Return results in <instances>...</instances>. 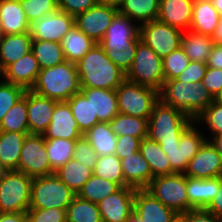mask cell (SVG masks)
<instances>
[{
	"label": "cell",
	"instance_id": "obj_1",
	"mask_svg": "<svg viewBox=\"0 0 222 222\" xmlns=\"http://www.w3.org/2000/svg\"><path fill=\"white\" fill-rule=\"evenodd\" d=\"M81 88L116 90L126 79L125 73L118 68L102 47H93L76 63Z\"/></svg>",
	"mask_w": 222,
	"mask_h": 222
},
{
	"label": "cell",
	"instance_id": "obj_2",
	"mask_svg": "<svg viewBox=\"0 0 222 222\" xmlns=\"http://www.w3.org/2000/svg\"><path fill=\"white\" fill-rule=\"evenodd\" d=\"M31 90L58 102L68 101L81 91L76 63L66 60L53 67L41 69Z\"/></svg>",
	"mask_w": 222,
	"mask_h": 222
},
{
	"label": "cell",
	"instance_id": "obj_3",
	"mask_svg": "<svg viewBox=\"0 0 222 222\" xmlns=\"http://www.w3.org/2000/svg\"><path fill=\"white\" fill-rule=\"evenodd\" d=\"M159 99L183 111L193 120L213 101L214 98L201 82H181L177 79L164 81Z\"/></svg>",
	"mask_w": 222,
	"mask_h": 222
},
{
	"label": "cell",
	"instance_id": "obj_4",
	"mask_svg": "<svg viewBox=\"0 0 222 222\" xmlns=\"http://www.w3.org/2000/svg\"><path fill=\"white\" fill-rule=\"evenodd\" d=\"M194 122L183 111L164 104H154L148 119L147 137L159 144L179 143L182 133Z\"/></svg>",
	"mask_w": 222,
	"mask_h": 222
},
{
	"label": "cell",
	"instance_id": "obj_5",
	"mask_svg": "<svg viewBox=\"0 0 222 222\" xmlns=\"http://www.w3.org/2000/svg\"><path fill=\"white\" fill-rule=\"evenodd\" d=\"M76 194L54 173L33 178L29 209H67Z\"/></svg>",
	"mask_w": 222,
	"mask_h": 222
},
{
	"label": "cell",
	"instance_id": "obj_6",
	"mask_svg": "<svg viewBox=\"0 0 222 222\" xmlns=\"http://www.w3.org/2000/svg\"><path fill=\"white\" fill-rule=\"evenodd\" d=\"M126 80L156 89H162L165 81L162 58L141 39L137 42L134 62L125 74Z\"/></svg>",
	"mask_w": 222,
	"mask_h": 222
},
{
	"label": "cell",
	"instance_id": "obj_7",
	"mask_svg": "<svg viewBox=\"0 0 222 222\" xmlns=\"http://www.w3.org/2000/svg\"><path fill=\"white\" fill-rule=\"evenodd\" d=\"M32 180L18 170H7L0 177V213L29 210Z\"/></svg>",
	"mask_w": 222,
	"mask_h": 222
},
{
	"label": "cell",
	"instance_id": "obj_8",
	"mask_svg": "<svg viewBox=\"0 0 222 222\" xmlns=\"http://www.w3.org/2000/svg\"><path fill=\"white\" fill-rule=\"evenodd\" d=\"M118 111L126 115L149 119L154 104L159 100L156 89L124 80L115 90Z\"/></svg>",
	"mask_w": 222,
	"mask_h": 222
},
{
	"label": "cell",
	"instance_id": "obj_9",
	"mask_svg": "<svg viewBox=\"0 0 222 222\" xmlns=\"http://www.w3.org/2000/svg\"><path fill=\"white\" fill-rule=\"evenodd\" d=\"M146 190L163 205L173 209L178 214L192 210L187 195L186 175L175 173L154 177Z\"/></svg>",
	"mask_w": 222,
	"mask_h": 222
},
{
	"label": "cell",
	"instance_id": "obj_10",
	"mask_svg": "<svg viewBox=\"0 0 222 222\" xmlns=\"http://www.w3.org/2000/svg\"><path fill=\"white\" fill-rule=\"evenodd\" d=\"M18 171L31 178L51 175V168L46 150V139L43 135L28 134L21 149Z\"/></svg>",
	"mask_w": 222,
	"mask_h": 222
},
{
	"label": "cell",
	"instance_id": "obj_11",
	"mask_svg": "<svg viewBox=\"0 0 222 222\" xmlns=\"http://www.w3.org/2000/svg\"><path fill=\"white\" fill-rule=\"evenodd\" d=\"M194 124L195 122L182 133L179 143L160 144L175 173H184L188 162L209 139V137L205 138V135L201 134Z\"/></svg>",
	"mask_w": 222,
	"mask_h": 222
},
{
	"label": "cell",
	"instance_id": "obj_12",
	"mask_svg": "<svg viewBox=\"0 0 222 222\" xmlns=\"http://www.w3.org/2000/svg\"><path fill=\"white\" fill-rule=\"evenodd\" d=\"M183 32L158 20L140 25V39L162 59L181 45Z\"/></svg>",
	"mask_w": 222,
	"mask_h": 222
},
{
	"label": "cell",
	"instance_id": "obj_13",
	"mask_svg": "<svg viewBox=\"0 0 222 222\" xmlns=\"http://www.w3.org/2000/svg\"><path fill=\"white\" fill-rule=\"evenodd\" d=\"M118 13L119 10L98 2L94 7L74 17L75 26L87 37L99 43Z\"/></svg>",
	"mask_w": 222,
	"mask_h": 222
},
{
	"label": "cell",
	"instance_id": "obj_14",
	"mask_svg": "<svg viewBox=\"0 0 222 222\" xmlns=\"http://www.w3.org/2000/svg\"><path fill=\"white\" fill-rule=\"evenodd\" d=\"M75 25L74 16L57 10L29 24L32 39L61 42L64 35Z\"/></svg>",
	"mask_w": 222,
	"mask_h": 222
},
{
	"label": "cell",
	"instance_id": "obj_15",
	"mask_svg": "<svg viewBox=\"0 0 222 222\" xmlns=\"http://www.w3.org/2000/svg\"><path fill=\"white\" fill-rule=\"evenodd\" d=\"M187 177L207 179L222 176V157L207 140L196 155L188 162L184 172Z\"/></svg>",
	"mask_w": 222,
	"mask_h": 222
},
{
	"label": "cell",
	"instance_id": "obj_16",
	"mask_svg": "<svg viewBox=\"0 0 222 222\" xmlns=\"http://www.w3.org/2000/svg\"><path fill=\"white\" fill-rule=\"evenodd\" d=\"M136 189L123 186L98 204L103 222H126L134 212Z\"/></svg>",
	"mask_w": 222,
	"mask_h": 222
},
{
	"label": "cell",
	"instance_id": "obj_17",
	"mask_svg": "<svg viewBox=\"0 0 222 222\" xmlns=\"http://www.w3.org/2000/svg\"><path fill=\"white\" fill-rule=\"evenodd\" d=\"M57 102L27 90L29 134L43 135L46 132Z\"/></svg>",
	"mask_w": 222,
	"mask_h": 222
},
{
	"label": "cell",
	"instance_id": "obj_18",
	"mask_svg": "<svg viewBox=\"0 0 222 222\" xmlns=\"http://www.w3.org/2000/svg\"><path fill=\"white\" fill-rule=\"evenodd\" d=\"M43 136L45 139L68 140H78L83 136L66 101L56 103L51 122Z\"/></svg>",
	"mask_w": 222,
	"mask_h": 222
},
{
	"label": "cell",
	"instance_id": "obj_19",
	"mask_svg": "<svg viewBox=\"0 0 222 222\" xmlns=\"http://www.w3.org/2000/svg\"><path fill=\"white\" fill-rule=\"evenodd\" d=\"M134 212L144 222H171L178 215L176 211L163 205L146 189H136Z\"/></svg>",
	"mask_w": 222,
	"mask_h": 222
},
{
	"label": "cell",
	"instance_id": "obj_20",
	"mask_svg": "<svg viewBox=\"0 0 222 222\" xmlns=\"http://www.w3.org/2000/svg\"><path fill=\"white\" fill-rule=\"evenodd\" d=\"M40 67L32 51L25 54L15 63L10 64L1 74L2 80L31 90L34 86Z\"/></svg>",
	"mask_w": 222,
	"mask_h": 222
},
{
	"label": "cell",
	"instance_id": "obj_21",
	"mask_svg": "<svg viewBox=\"0 0 222 222\" xmlns=\"http://www.w3.org/2000/svg\"><path fill=\"white\" fill-rule=\"evenodd\" d=\"M194 0H160L157 20L183 31L190 30Z\"/></svg>",
	"mask_w": 222,
	"mask_h": 222
},
{
	"label": "cell",
	"instance_id": "obj_22",
	"mask_svg": "<svg viewBox=\"0 0 222 222\" xmlns=\"http://www.w3.org/2000/svg\"><path fill=\"white\" fill-rule=\"evenodd\" d=\"M120 160L125 186L134 189H146L154 176L151 173L148 162L141 153L137 151Z\"/></svg>",
	"mask_w": 222,
	"mask_h": 222
},
{
	"label": "cell",
	"instance_id": "obj_23",
	"mask_svg": "<svg viewBox=\"0 0 222 222\" xmlns=\"http://www.w3.org/2000/svg\"><path fill=\"white\" fill-rule=\"evenodd\" d=\"M81 92L91 101L93 114L99 122L109 123L119 113L115 90L81 88Z\"/></svg>",
	"mask_w": 222,
	"mask_h": 222
},
{
	"label": "cell",
	"instance_id": "obj_24",
	"mask_svg": "<svg viewBox=\"0 0 222 222\" xmlns=\"http://www.w3.org/2000/svg\"><path fill=\"white\" fill-rule=\"evenodd\" d=\"M140 40V25L134 24L129 17L118 13L99 45H119L127 42H138Z\"/></svg>",
	"mask_w": 222,
	"mask_h": 222
},
{
	"label": "cell",
	"instance_id": "obj_25",
	"mask_svg": "<svg viewBox=\"0 0 222 222\" xmlns=\"http://www.w3.org/2000/svg\"><path fill=\"white\" fill-rule=\"evenodd\" d=\"M32 37L29 32L3 35L0 44V73L10 64L31 51Z\"/></svg>",
	"mask_w": 222,
	"mask_h": 222
},
{
	"label": "cell",
	"instance_id": "obj_26",
	"mask_svg": "<svg viewBox=\"0 0 222 222\" xmlns=\"http://www.w3.org/2000/svg\"><path fill=\"white\" fill-rule=\"evenodd\" d=\"M0 22L3 35L29 32L25 11L16 0H0Z\"/></svg>",
	"mask_w": 222,
	"mask_h": 222
},
{
	"label": "cell",
	"instance_id": "obj_27",
	"mask_svg": "<svg viewBox=\"0 0 222 222\" xmlns=\"http://www.w3.org/2000/svg\"><path fill=\"white\" fill-rule=\"evenodd\" d=\"M187 195L194 209H206L219 190V177L196 179L186 176Z\"/></svg>",
	"mask_w": 222,
	"mask_h": 222
},
{
	"label": "cell",
	"instance_id": "obj_28",
	"mask_svg": "<svg viewBox=\"0 0 222 222\" xmlns=\"http://www.w3.org/2000/svg\"><path fill=\"white\" fill-rule=\"evenodd\" d=\"M221 15L210 0H194L190 30L201 35L212 36Z\"/></svg>",
	"mask_w": 222,
	"mask_h": 222
},
{
	"label": "cell",
	"instance_id": "obj_29",
	"mask_svg": "<svg viewBox=\"0 0 222 222\" xmlns=\"http://www.w3.org/2000/svg\"><path fill=\"white\" fill-rule=\"evenodd\" d=\"M83 136L98 156L116 154L117 136L108 122L96 123Z\"/></svg>",
	"mask_w": 222,
	"mask_h": 222
},
{
	"label": "cell",
	"instance_id": "obj_30",
	"mask_svg": "<svg viewBox=\"0 0 222 222\" xmlns=\"http://www.w3.org/2000/svg\"><path fill=\"white\" fill-rule=\"evenodd\" d=\"M139 152L146 159L149 168L154 177L161 175H172L175 172L171 169V165L167 154L161 149L159 143L146 137L140 141Z\"/></svg>",
	"mask_w": 222,
	"mask_h": 222
},
{
	"label": "cell",
	"instance_id": "obj_31",
	"mask_svg": "<svg viewBox=\"0 0 222 222\" xmlns=\"http://www.w3.org/2000/svg\"><path fill=\"white\" fill-rule=\"evenodd\" d=\"M28 134L0 131V161L6 170H18L21 149Z\"/></svg>",
	"mask_w": 222,
	"mask_h": 222
},
{
	"label": "cell",
	"instance_id": "obj_32",
	"mask_svg": "<svg viewBox=\"0 0 222 222\" xmlns=\"http://www.w3.org/2000/svg\"><path fill=\"white\" fill-rule=\"evenodd\" d=\"M214 46L211 36L187 30L182 34L180 47L191 61L207 63Z\"/></svg>",
	"mask_w": 222,
	"mask_h": 222
},
{
	"label": "cell",
	"instance_id": "obj_33",
	"mask_svg": "<svg viewBox=\"0 0 222 222\" xmlns=\"http://www.w3.org/2000/svg\"><path fill=\"white\" fill-rule=\"evenodd\" d=\"M95 43L75 25L64 35L60 42L65 59L73 63L82 59Z\"/></svg>",
	"mask_w": 222,
	"mask_h": 222
},
{
	"label": "cell",
	"instance_id": "obj_34",
	"mask_svg": "<svg viewBox=\"0 0 222 222\" xmlns=\"http://www.w3.org/2000/svg\"><path fill=\"white\" fill-rule=\"evenodd\" d=\"M54 174L77 195L93 175V170L72 158L59 167Z\"/></svg>",
	"mask_w": 222,
	"mask_h": 222
},
{
	"label": "cell",
	"instance_id": "obj_35",
	"mask_svg": "<svg viewBox=\"0 0 222 222\" xmlns=\"http://www.w3.org/2000/svg\"><path fill=\"white\" fill-rule=\"evenodd\" d=\"M160 0H126L119 13L140 25L157 20Z\"/></svg>",
	"mask_w": 222,
	"mask_h": 222
},
{
	"label": "cell",
	"instance_id": "obj_36",
	"mask_svg": "<svg viewBox=\"0 0 222 222\" xmlns=\"http://www.w3.org/2000/svg\"><path fill=\"white\" fill-rule=\"evenodd\" d=\"M109 125L117 137L131 135L140 140L147 137L148 120L144 118L118 113Z\"/></svg>",
	"mask_w": 222,
	"mask_h": 222
},
{
	"label": "cell",
	"instance_id": "obj_37",
	"mask_svg": "<svg viewBox=\"0 0 222 222\" xmlns=\"http://www.w3.org/2000/svg\"><path fill=\"white\" fill-rule=\"evenodd\" d=\"M31 51L40 69L53 67L66 61L59 42L32 39Z\"/></svg>",
	"mask_w": 222,
	"mask_h": 222
},
{
	"label": "cell",
	"instance_id": "obj_38",
	"mask_svg": "<svg viewBox=\"0 0 222 222\" xmlns=\"http://www.w3.org/2000/svg\"><path fill=\"white\" fill-rule=\"evenodd\" d=\"M73 113L77 126L82 134L86 133L96 123H99L97 116L93 114L91 101L80 91L66 101Z\"/></svg>",
	"mask_w": 222,
	"mask_h": 222
},
{
	"label": "cell",
	"instance_id": "obj_39",
	"mask_svg": "<svg viewBox=\"0 0 222 222\" xmlns=\"http://www.w3.org/2000/svg\"><path fill=\"white\" fill-rule=\"evenodd\" d=\"M0 131L29 133L27 116V90L24 96L4 115Z\"/></svg>",
	"mask_w": 222,
	"mask_h": 222
},
{
	"label": "cell",
	"instance_id": "obj_40",
	"mask_svg": "<svg viewBox=\"0 0 222 222\" xmlns=\"http://www.w3.org/2000/svg\"><path fill=\"white\" fill-rule=\"evenodd\" d=\"M120 188L121 186L118 183L102 179L93 174L77 195L92 203L99 204L101 200L115 193Z\"/></svg>",
	"mask_w": 222,
	"mask_h": 222
},
{
	"label": "cell",
	"instance_id": "obj_41",
	"mask_svg": "<svg viewBox=\"0 0 222 222\" xmlns=\"http://www.w3.org/2000/svg\"><path fill=\"white\" fill-rule=\"evenodd\" d=\"M67 222H103L98 204L78 195L67 207Z\"/></svg>",
	"mask_w": 222,
	"mask_h": 222
},
{
	"label": "cell",
	"instance_id": "obj_42",
	"mask_svg": "<svg viewBox=\"0 0 222 222\" xmlns=\"http://www.w3.org/2000/svg\"><path fill=\"white\" fill-rule=\"evenodd\" d=\"M76 140L46 139V150L51 168L56 171L73 158Z\"/></svg>",
	"mask_w": 222,
	"mask_h": 222
},
{
	"label": "cell",
	"instance_id": "obj_43",
	"mask_svg": "<svg viewBox=\"0 0 222 222\" xmlns=\"http://www.w3.org/2000/svg\"><path fill=\"white\" fill-rule=\"evenodd\" d=\"M93 174L102 179L118 183L121 187L125 186L121 160L116 154L98 156Z\"/></svg>",
	"mask_w": 222,
	"mask_h": 222
},
{
	"label": "cell",
	"instance_id": "obj_44",
	"mask_svg": "<svg viewBox=\"0 0 222 222\" xmlns=\"http://www.w3.org/2000/svg\"><path fill=\"white\" fill-rule=\"evenodd\" d=\"M111 61L125 74L134 62L137 42H127L119 45H100Z\"/></svg>",
	"mask_w": 222,
	"mask_h": 222
},
{
	"label": "cell",
	"instance_id": "obj_45",
	"mask_svg": "<svg viewBox=\"0 0 222 222\" xmlns=\"http://www.w3.org/2000/svg\"><path fill=\"white\" fill-rule=\"evenodd\" d=\"M190 61L181 47L165 56L162 59L165 81L176 79L186 69Z\"/></svg>",
	"mask_w": 222,
	"mask_h": 222
},
{
	"label": "cell",
	"instance_id": "obj_46",
	"mask_svg": "<svg viewBox=\"0 0 222 222\" xmlns=\"http://www.w3.org/2000/svg\"><path fill=\"white\" fill-rule=\"evenodd\" d=\"M20 4L29 24L59 10L57 0H24Z\"/></svg>",
	"mask_w": 222,
	"mask_h": 222
},
{
	"label": "cell",
	"instance_id": "obj_47",
	"mask_svg": "<svg viewBox=\"0 0 222 222\" xmlns=\"http://www.w3.org/2000/svg\"><path fill=\"white\" fill-rule=\"evenodd\" d=\"M25 92L26 89L22 86L0 81V123L4 115L24 96Z\"/></svg>",
	"mask_w": 222,
	"mask_h": 222
},
{
	"label": "cell",
	"instance_id": "obj_48",
	"mask_svg": "<svg viewBox=\"0 0 222 222\" xmlns=\"http://www.w3.org/2000/svg\"><path fill=\"white\" fill-rule=\"evenodd\" d=\"M205 122L210 128L211 134H222V105L213 101L207 108H205L195 119V123Z\"/></svg>",
	"mask_w": 222,
	"mask_h": 222
},
{
	"label": "cell",
	"instance_id": "obj_49",
	"mask_svg": "<svg viewBox=\"0 0 222 222\" xmlns=\"http://www.w3.org/2000/svg\"><path fill=\"white\" fill-rule=\"evenodd\" d=\"M27 222H67V209H29Z\"/></svg>",
	"mask_w": 222,
	"mask_h": 222
},
{
	"label": "cell",
	"instance_id": "obj_50",
	"mask_svg": "<svg viewBox=\"0 0 222 222\" xmlns=\"http://www.w3.org/2000/svg\"><path fill=\"white\" fill-rule=\"evenodd\" d=\"M73 159L82 163V165L88 167L91 170L95 169L98 155L88 143V141L84 138V136L76 140Z\"/></svg>",
	"mask_w": 222,
	"mask_h": 222
},
{
	"label": "cell",
	"instance_id": "obj_51",
	"mask_svg": "<svg viewBox=\"0 0 222 222\" xmlns=\"http://www.w3.org/2000/svg\"><path fill=\"white\" fill-rule=\"evenodd\" d=\"M98 2V0H57L59 10L74 17L94 7Z\"/></svg>",
	"mask_w": 222,
	"mask_h": 222
},
{
	"label": "cell",
	"instance_id": "obj_52",
	"mask_svg": "<svg viewBox=\"0 0 222 222\" xmlns=\"http://www.w3.org/2000/svg\"><path fill=\"white\" fill-rule=\"evenodd\" d=\"M201 83L214 98L222 90V69L207 67Z\"/></svg>",
	"mask_w": 222,
	"mask_h": 222
},
{
	"label": "cell",
	"instance_id": "obj_53",
	"mask_svg": "<svg viewBox=\"0 0 222 222\" xmlns=\"http://www.w3.org/2000/svg\"><path fill=\"white\" fill-rule=\"evenodd\" d=\"M207 69V64L198 62V61H190L189 65L186 69L176 78L181 82H202V79L205 76V72Z\"/></svg>",
	"mask_w": 222,
	"mask_h": 222
},
{
	"label": "cell",
	"instance_id": "obj_54",
	"mask_svg": "<svg viewBox=\"0 0 222 222\" xmlns=\"http://www.w3.org/2000/svg\"><path fill=\"white\" fill-rule=\"evenodd\" d=\"M140 141L131 135L117 137L116 155L121 159L139 151Z\"/></svg>",
	"mask_w": 222,
	"mask_h": 222
},
{
	"label": "cell",
	"instance_id": "obj_55",
	"mask_svg": "<svg viewBox=\"0 0 222 222\" xmlns=\"http://www.w3.org/2000/svg\"><path fill=\"white\" fill-rule=\"evenodd\" d=\"M186 222H222V219L205 209H194L186 213Z\"/></svg>",
	"mask_w": 222,
	"mask_h": 222
},
{
	"label": "cell",
	"instance_id": "obj_56",
	"mask_svg": "<svg viewBox=\"0 0 222 222\" xmlns=\"http://www.w3.org/2000/svg\"><path fill=\"white\" fill-rule=\"evenodd\" d=\"M207 212L214 214L222 219V176L219 177V190L214 199L205 209Z\"/></svg>",
	"mask_w": 222,
	"mask_h": 222
},
{
	"label": "cell",
	"instance_id": "obj_57",
	"mask_svg": "<svg viewBox=\"0 0 222 222\" xmlns=\"http://www.w3.org/2000/svg\"><path fill=\"white\" fill-rule=\"evenodd\" d=\"M206 64L207 67L222 69V44H214Z\"/></svg>",
	"mask_w": 222,
	"mask_h": 222
},
{
	"label": "cell",
	"instance_id": "obj_58",
	"mask_svg": "<svg viewBox=\"0 0 222 222\" xmlns=\"http://www.w3.org/2000/svg\"><path fill=\"white\" fill-rule=\"evenodd\" d=\"M0 222H27L26 212L0 213Z\"/></svg>",
	"mask_w": 222,
	"mask_h": 222
},
{
	"label": "cell",
	"instance_id": "obj_59",
	"mask_svg": "<svg viewBox=\"0 0 222 222\" xmlns=\"http://www.w3.org/2000/svg\"><path fill=\"white\" fill-rule=\"evenodd\" d=\"M214 44H222V16L219 24L215 28L214 34L211 36Z\"/></svg>",
	"mask_w": 222,
	"mask_h": 222
},
{
	"label": "cell",
	"instance_id": "obj_60",
	"mask_svg": "<svg viewBox=\"0 0 222 222\" xmlns=\"http://www.w3.org/2000/svg\"><path fill=\"white\" fill-rule=\"evenodd\" d=\"M209 141L222 157V134L214 135Z\"/></svg>",
	"mask_w": 222,
	"mask_h": 222
},
{
	"label": "cell",
	"instance_id": "obj_61",
	"mask_svg": "<svg viewBox=\"0 0 222 222\" xmlns=\"http://www.w3.org/2000/svg\"><path fill=\"white\" fill-rule=\"evenodd\" d=\"M98 1L99 3L105 4L117 10H120V8L123 6L126 0H98Z\"/></svg>",
	"mask_w": 222,
	"mask_h": 222
},
{
	"label": "cell",
	"instance_id": "obj_62",
	"mask_svg": "<svg viewBox=\"0 0 222 222\" xmlns=\"http://www.w3.org/2000/svg\"><path fill=\"white\" fill-rule=\"evenodd\" d=\"M213 7L218 11V13L222 16V0H210Z\"/></svg>",
	"mask_w": 222,
	"mask_h": 222
},
{
	"label": "cell",
	"instance_id": "obj_63",
	"mask_svg": "<svg viewBox=\"0 0 222 222\" xmlns=\"http://www.w3.org/2000/svg\"><path fill=\"white\" fill-rule=\"evenodd\" d=\"M126 222H144L135 212H133Z\"/></svg>",
	"mask_w": 222,
	"mask_h": 222
},
{
	"label": "cell",
	"instance_id": "obj_64",
	"mask_svg": "<svg viewBox=\"0 0 222 222\" xmlns=\"http://www.w3.org/2000/svg\"><path fill=\"white\" fill-rule=\"evenodd\" d=\"M171 222H186V213L178 214Z\"/></svg>",
	"mask_w": 222,
	"mask_h": 222
},
{
	"label": "cell",
	"instance_id": "obj_65",
	"mask_svg": "<svg viewBox=\"0 0 222 222\" xmlns=\"http://www.w3.org/2000/svg\"><path fill=\"white\" fill-rule=\"evenodd\" d=\"M214 101L220 105H222V90L221 92L214 97Z\"/></svg>",
	"mask_w": 222,
	"mask_h": 222
},
{
	"label": "cell",
	"instance_id": "obj_66",
	"mask_svg": "<svg viewBox=\"0 0 222 222\" xmlns=\"http://www.w3.org/2000/svg\"><path fill=\"white\" fill-rule=\"evenodd\" d=\"M6 168L2 165L0 161V177H2L6 173Z\"/></svg>",
	"mask_w": 222,
	"mask_h": 222
},
{
	"label": "cell",
	"instance_id": "obj_67",
	"mask_svg": "<svg viewBox=\"0 0 222 222\" xmlns=\"http://www.w3.org/2000/svg\"><path fill=\"white\" fill-rule=\"evenodd\" d=\"M2 37H3V33H2V26L0 22V44H1Z\"/></svg>",
	"mask_w": 222,
	"mask_h": 222
}]
</instances>
